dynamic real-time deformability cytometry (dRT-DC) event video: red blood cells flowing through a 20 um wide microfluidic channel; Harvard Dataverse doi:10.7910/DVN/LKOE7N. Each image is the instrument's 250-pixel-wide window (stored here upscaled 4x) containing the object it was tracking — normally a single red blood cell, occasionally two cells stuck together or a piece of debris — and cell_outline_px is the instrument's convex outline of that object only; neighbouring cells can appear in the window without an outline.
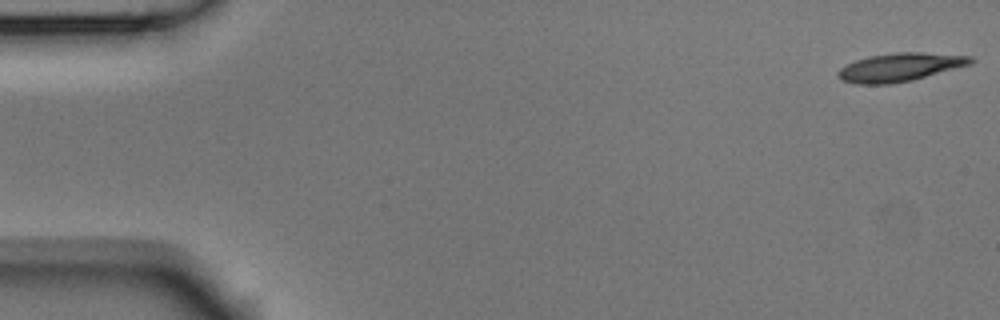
{"species": "Egyptian fruit bat (a non-hibernating species)", "species_latin": "Rousettus aegyptiacus", "temperature_condition": "room temperature", "stored_images_in_passage": 12, "camera_frame_rate_fps": 3000, "um_per_image_px": 0.085, "animal": {"sex": "male"}, "frame": {"image": 1, "passage_image": 1, "time_ms": 0.0, "image_size_px": [1000, 320], "cell_outline_px": [[972, 64], [912, 80], [892, 84], [856, 84], [840, 80], [836, 72], [840, 68], [856, 60], [868, 56], [896, 52], [920, 52], [972, 56]], "centroid_in_image_um": [76.47, 5.71], "position_along_channel_um": 8.5, "area_um2": 21.91}}